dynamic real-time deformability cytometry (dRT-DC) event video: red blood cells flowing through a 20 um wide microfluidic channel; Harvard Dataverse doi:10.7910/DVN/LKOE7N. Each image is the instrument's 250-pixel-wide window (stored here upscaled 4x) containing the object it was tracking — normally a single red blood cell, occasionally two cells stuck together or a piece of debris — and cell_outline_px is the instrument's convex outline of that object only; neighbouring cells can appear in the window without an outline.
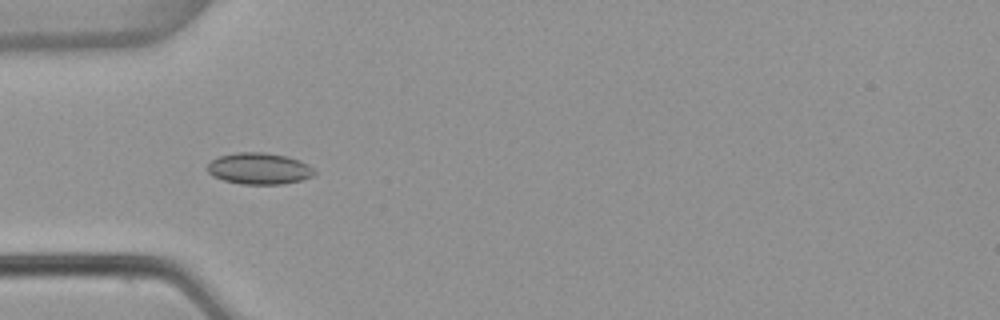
{"species": "common noctule bat (a hibernating species)", "species_latin": "Nyctalus noctula", "temperature_condition": "warm", "stored_images_in_passage": 18, "camera_frame_rate_fps": 3000, "um_per_image_px": 0.085, "animal": {"sex": "female", "body_mass_g": 22.7, "forearm_length_mm": 54.2}, "frame": {"image": 1, "passage_image": 6, "time_ms": 1.667, "image_size_px": [1000, 320], "cell_outline_px": [[316, 172], [312, 176], [300, 180], [284, 184], [240, 184], [224, 180], [212, 176], [204, 168], [212, 160], [220, 156], [236, 152], [264, 152], [288, 156], [300, 160], [308, 164]], "centroid_in_image_um": [22.01, 14.32], "position_along_channel_um": 63.0, "area_um2": 19.77}}